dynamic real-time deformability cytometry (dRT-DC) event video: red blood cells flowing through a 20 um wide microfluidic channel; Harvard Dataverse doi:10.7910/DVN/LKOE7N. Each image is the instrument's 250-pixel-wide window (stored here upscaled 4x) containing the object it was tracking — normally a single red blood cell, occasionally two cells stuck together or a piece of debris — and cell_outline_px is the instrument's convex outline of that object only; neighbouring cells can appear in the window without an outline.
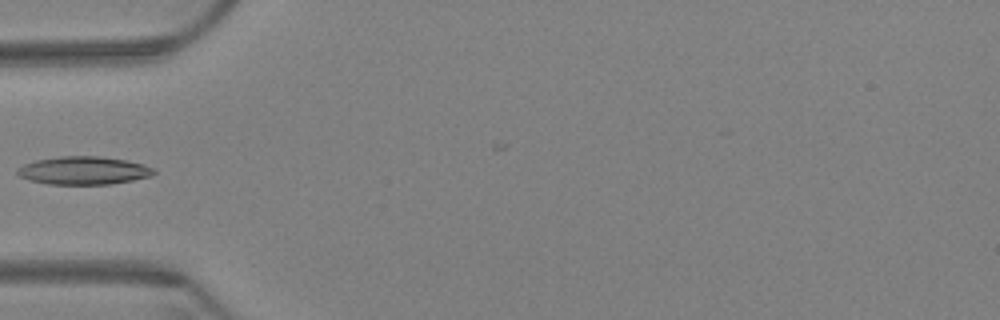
{"species": "Egyptian fruit bat (a non-hibernating species)", "species_latin": "Rousettus aegyptiacus", "temperature_condition": "warm", "stored_images_in_passage": 17, "camera_frame_rate_fps": 3000, "um_per_image_px": 0.085, "animal": {"sex": "female"}, "frame": {"image": 1, "passage_image": 6, "time_ms": 1.667, "image_size_px": [1000, 320], "cell_outline_px": [[156, 172], [152, 176], [112, 184], [48, 184], [28, 180], [20, 176], [16, 172], [24, 164], [36, 160], [60, 156], [100, 156], [124, 160], [144, 164], [152, 168]], "centroid_in_image_um": [7.12, 14.49], "position_along_channel_um": 77.9, "area_um2": 22.2}}
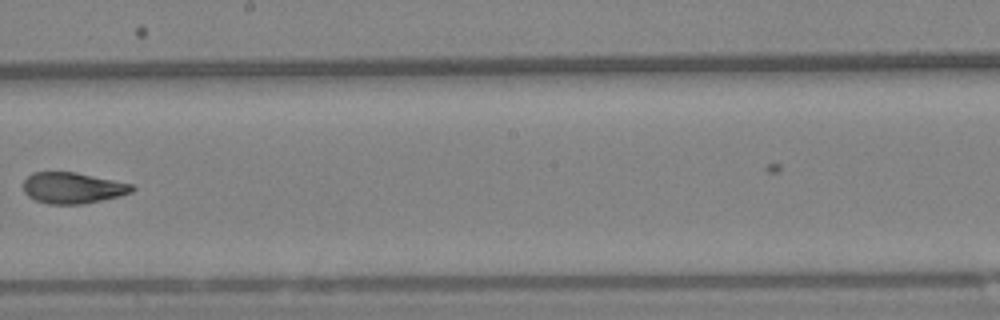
{"frame": {"image": 2, "passage_image": 10, "time_ms": 3.0, "image_size_px": [1000, 320], "cell_outline_px": [[136, 188], [132, 192], [120, 196], [80, 204], [48, 204], [36, 200], [28, 196], [24, 192], [24, 180], [32, 172], [76, 172], [132, 184]], "centroid_in_image_um": [6.18, 15.97], "position_along_channel_um": 242.0, "area_um2": 19.59}}
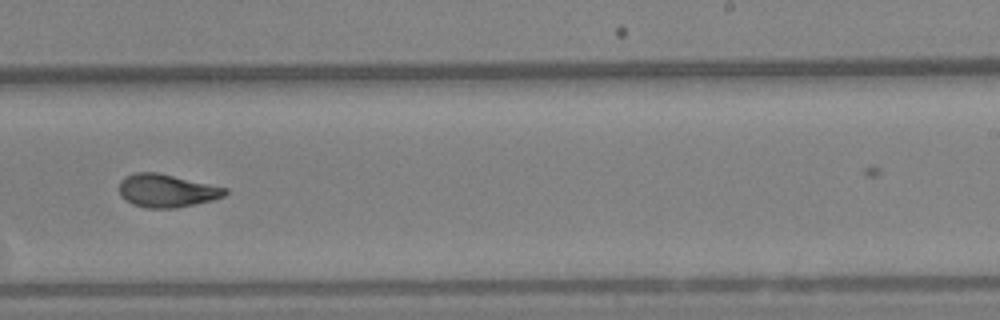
{"frame": {"image": 3, "passage_image": 11, "time_ms": 3.333, "image_size_px": [1000, 320], "cell_outline_px": [[228, 192], [224, 196], [212, 200], [176, 208], [148, 208], [132, 204], [120, 196], [120, 180], [124, 176], [136, 172], [156, 172], [228, 188]], "centroid_in_image_um": [14.16, 16.21], "position_along_channel_um": 274.8, "area_um2": 20.35}}